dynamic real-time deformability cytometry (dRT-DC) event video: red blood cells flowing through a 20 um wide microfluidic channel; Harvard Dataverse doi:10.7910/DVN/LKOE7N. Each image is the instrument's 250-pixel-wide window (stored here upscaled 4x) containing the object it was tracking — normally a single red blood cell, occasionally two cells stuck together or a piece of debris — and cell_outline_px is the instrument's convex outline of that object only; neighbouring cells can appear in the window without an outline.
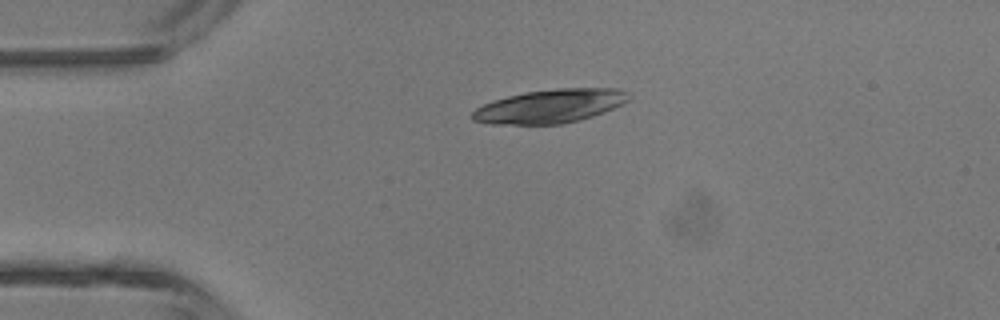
{"species": "common noctule bat (a hibernating species)", "species_latin": "Nyctalus noctula", "temperature_condition": "room temperature", "stored_images_in_passage": 5, "camera_frame_rate_fps": 3000, "um_per_image_px": 0.085, "animal": {"sex": "male", "body_mass_g": 13.3}, "frame": {"image": 1, "passage_image": 3, "time_ms": 3.0, "image_size_px": [1000, 320], "cell_outline_px": [[628, 100], [624, 104], [604, 112], [580, 120], [560, 124], [492, 124], [472, 120], [468, 116], [476, 108], [492, 100], [524, 92], [556, 88], [620, 88], [628, 92]], "centroid_in_image_um": [46.74, 9.02], "position_along_channel_um": 38.3, "area_um2": 30.87}}